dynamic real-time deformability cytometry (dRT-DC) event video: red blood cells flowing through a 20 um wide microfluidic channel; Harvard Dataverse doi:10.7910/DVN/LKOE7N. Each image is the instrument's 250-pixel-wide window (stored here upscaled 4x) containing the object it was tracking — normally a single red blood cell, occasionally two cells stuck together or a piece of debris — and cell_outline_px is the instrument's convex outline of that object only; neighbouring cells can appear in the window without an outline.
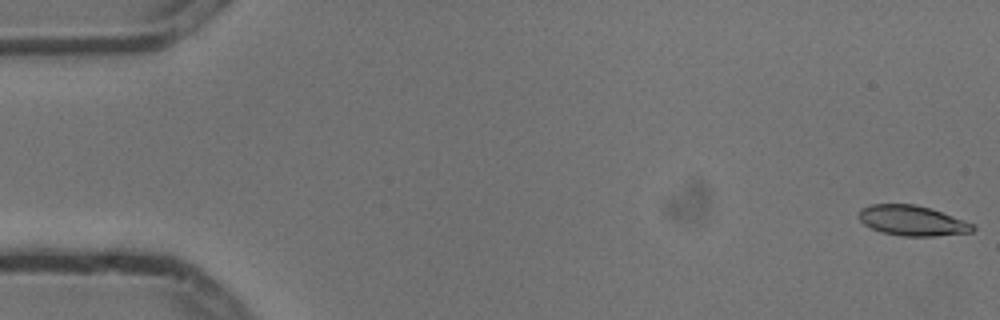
{"species": "common noctule bat (a hibernating species)", "species_latin": "Nyctalus noctula", "temperature_condition": "cold", "stored_images_in_passage": 7, "camera_frame_rate_fps": 3000, "um_per_image_px": 0.085, "animal": {"sex": "male", "body_mass_g": 13.3}, "frame": {"image": 1, "passage_image": 1, "time_ms": 0.0, "image_size_px": [1000, 320], "cell_outline_px": [[976, 228], [972, 232], [936, 236], [904, 236], [880, 232], [864, 224], [860, 220], [860, 208], [872, 204], [916, 204], [976, 224]], "centroid_in_image_um": [77.56, 18.76], "position_along_channel_um": 7.4, "area_um2": 19.94}}
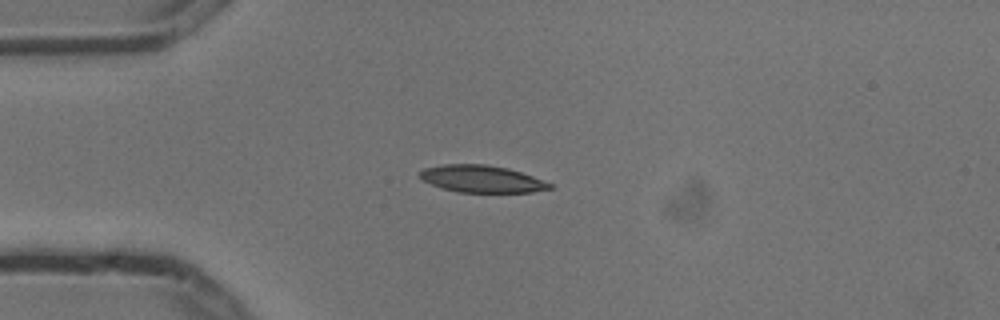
{"frame": {"image": 2, "passage_image": 5, "time_ms": 1.333, "image_size_px": [1000, 320], "cell_outline_px": [[552, 188], [532, 192], [456, 192], [432, 184], [424, 180], [420, 176], [420, 172], [424, 168], [444, 164], [484, 164], [508, 168], [532, 176], [552, 184]], "centroid_in_image_um": [40.95, 15.2], "position_along_channel_um": 44.0, "area_um2": 20.23}}
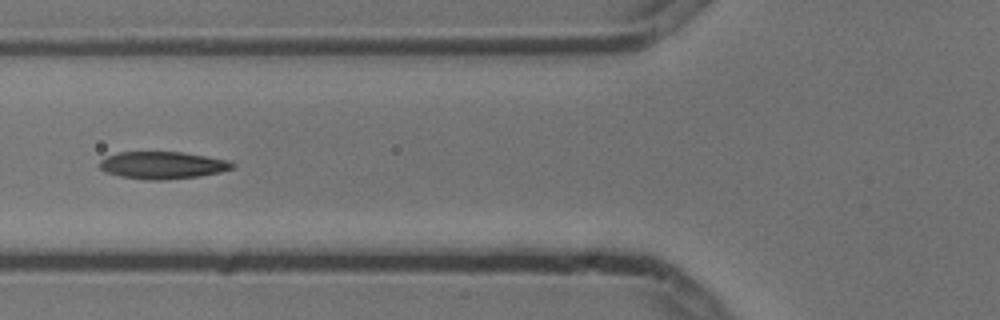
{"frame": {"image": 3, "passage_image": 7, "time_ms": 2.0, "image_size_px": [1000, 320], "cell_outline_px": [[236, 164], [232, 168], [220, 172], [200, 176], [168, 180], [144, 180], [120, 176], [104, 172], [100, 168], [100, 160], [108, 156], [120, 152], [180, 152], [232, 160]], "centroid_in_image_um": [13.84, 14.05], "position_along_channel_um": 112.0, "area_um2": 21.27}}